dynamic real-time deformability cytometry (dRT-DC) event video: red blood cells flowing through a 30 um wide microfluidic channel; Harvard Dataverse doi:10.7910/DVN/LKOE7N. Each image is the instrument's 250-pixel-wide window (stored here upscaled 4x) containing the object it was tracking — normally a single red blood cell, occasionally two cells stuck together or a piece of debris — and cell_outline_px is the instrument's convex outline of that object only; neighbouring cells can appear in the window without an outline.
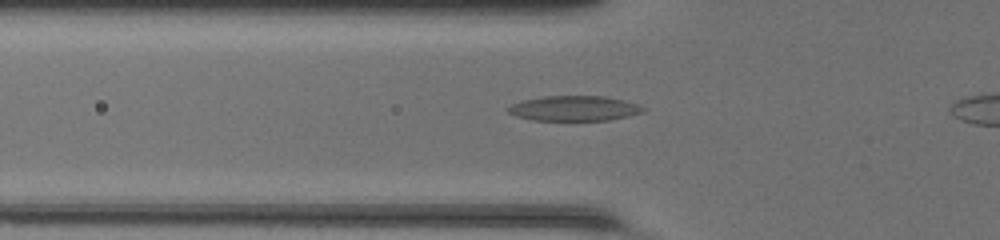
{"species": "common noctule bat (a hibernating species)", "species_latin": "Nyctalus noctula", "temperature_condition": "room temperature", "stored_images_in_passage": 36, "camera_frame_rate_fps": 3000, "um_per_image_px": 0.085, "animal": {"sex": "female", "body_mass_g": 20.0, "forearm_length_mm": 54.0}, "frame": {"image": 1, "passage_image": 10, "time_ms": 3.0, "image_size_px": [1000, 240], "cell_outline_px": [[644, 112], [628, 116], [608, 120], [532, 120], [516, 116], [508, 112], [504, 108], [520, 100], [544, 96], [604, 96], [624, 100], [636, 104], [644, 108]], "centroid_in_image_um": [48.75, 9.2], "position_along_channel_um": 77.1, "area_um2": 19.77}}
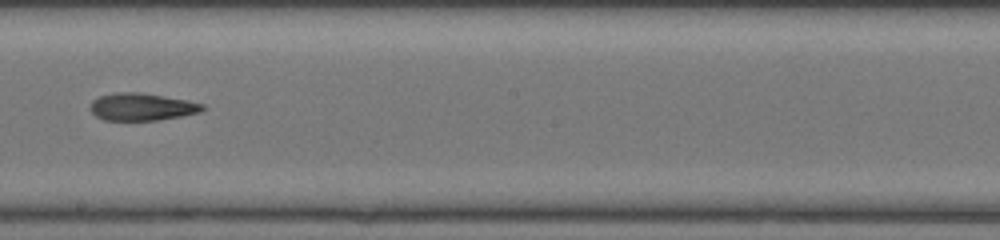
{"frame": {"image": 2, "passage_image": 21, "time_ms": 6.667, "image_size_px": [1000, 240], "cell_outline_px": [[204, 108], [200, 112], [180, 116], [156, 120], [104, 120], [96, 116], [88, 108], [92, 100], [100, 96], [116, 92], [140, 92], [188, 100], [204, 104]], "centroid_in_image_um": [12.02, 9.07], "position_along_channel_um": 236.2, "area_um2": 17.92}}
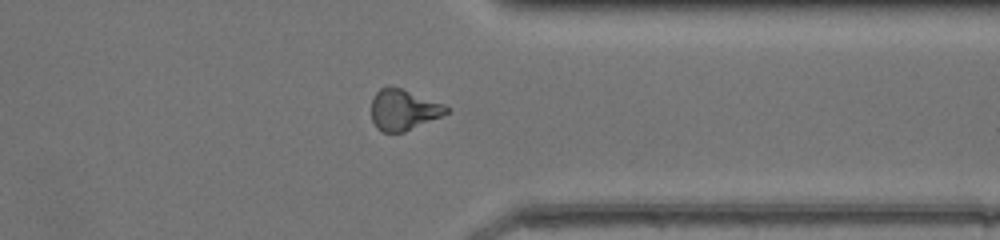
{"frame": {"image": 3, "passage_image": 31, "time_ms": 10.0, "image_size_px": [1000, 240], "cell_outline_px": [[452, 108], [448, 112], [440, 116], [404, 132], [380, 132], [376, 128], [372, 120], [372, 100], [376, 92], [380, 88], [388, 84], [400, 88], [444, 104]], "centroid_in_image_um": [34.27, 9.32], "position_along_channel_um": 377.1, "area_um2": 17.8}}